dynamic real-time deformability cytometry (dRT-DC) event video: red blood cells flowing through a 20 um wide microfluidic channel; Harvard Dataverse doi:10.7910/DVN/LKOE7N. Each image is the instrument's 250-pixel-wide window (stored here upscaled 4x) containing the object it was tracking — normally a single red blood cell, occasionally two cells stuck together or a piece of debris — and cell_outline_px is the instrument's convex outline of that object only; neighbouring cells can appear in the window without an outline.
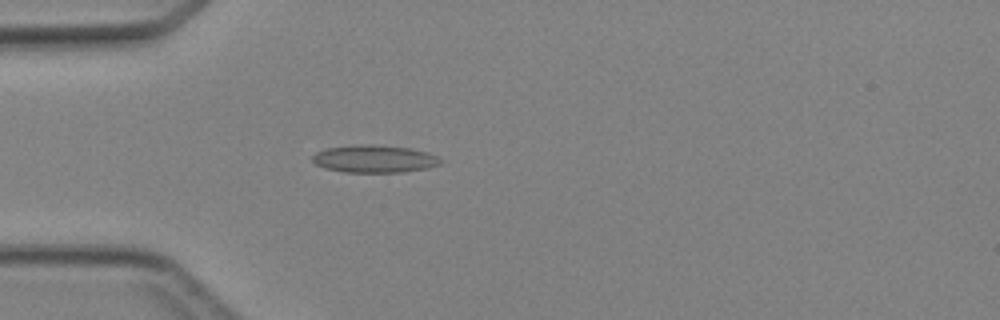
{"species": "Egyptian fruit bat (a non-hibernating species)", "species_latin": "Rousettus aegyptiacus", "temperature_condition": "cold", "stored_images_in_passage": 3, "camera_frame_rate_fps": 3000, "um_per_image_px": 0.085, "animal": {"sex": "female"}, "frame": {"image": 1, "passage_image": 3, "time_ms": 2.333, "image_size_px": [1000, 320], "cell_outline_px": [[444, 160], [440, 164], [428, 168], [400, 172], [344, 172], [328, 168], [316, 164], [312, 160], [312, 156], [316, 152], [328, 148], [360, 144], [372, 144], [412, 148], [428, 152]], "centroid_in_image_um": [31.87, 13.49], "position_along_channel_um": 53.1, "area_um2": 20.52}}